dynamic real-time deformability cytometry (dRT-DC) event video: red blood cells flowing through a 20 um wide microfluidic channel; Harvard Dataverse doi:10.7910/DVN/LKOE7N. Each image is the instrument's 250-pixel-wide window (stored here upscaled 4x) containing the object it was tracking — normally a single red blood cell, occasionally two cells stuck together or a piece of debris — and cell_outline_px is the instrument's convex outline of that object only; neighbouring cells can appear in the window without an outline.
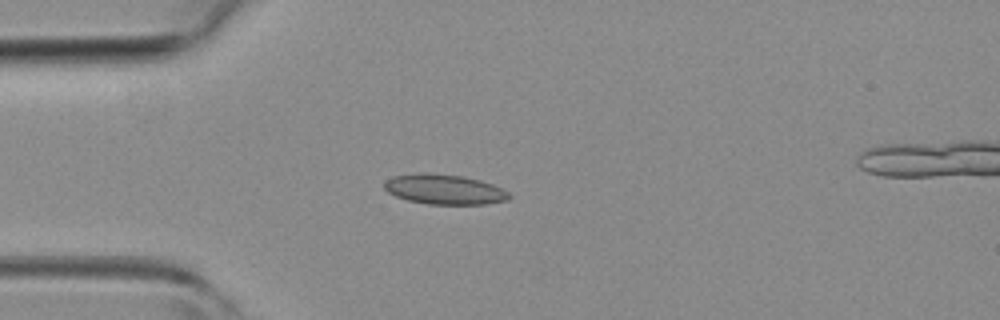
{"species": "common noctule bat (a hibernating species)", "species_latin": "Nyctalus noctula", "temperature_condition": "room temperature", "stored_images_in_passage": 4, "camera_frame_rate_fps": 3000, "um_per_image_px": 0.085, "animal": {"sex": "female", "body_mass_g": 19.3, "forearm_length_mm": 54.1}, "frame": {"image": 1, "passage_image": 3, "time_ms": 2.333, "image_size_px": [1000, 320], "cell_outline_px": [[512, 196], [508, 200], [488, 204], [428, 204], [408, 200], [396, 196], [388, 192], [384, 188], [384, 180], [392, 176], [420, 172], [428, 172], [464, 176], [480, 180], [492, 184], [508, 192]], "centroid_in_image_um": [37.75, 16.08], "position_along_channel_um": 47.2, "area_um2": 22.02}}